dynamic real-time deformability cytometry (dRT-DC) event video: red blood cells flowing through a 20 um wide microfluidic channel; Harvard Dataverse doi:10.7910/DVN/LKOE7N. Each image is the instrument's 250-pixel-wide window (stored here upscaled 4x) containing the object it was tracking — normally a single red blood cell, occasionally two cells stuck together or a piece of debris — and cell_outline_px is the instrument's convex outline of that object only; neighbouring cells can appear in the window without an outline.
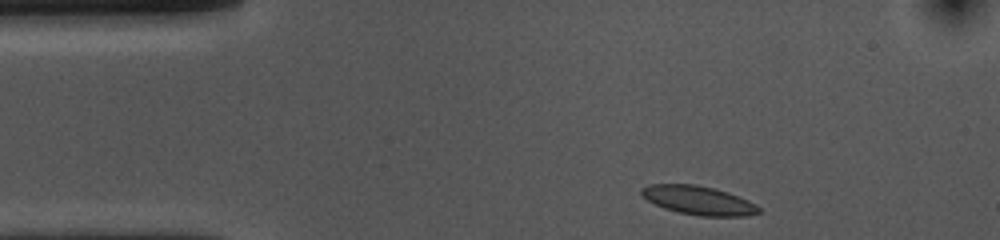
{"species": "common noctule bat (a hibernating species)", "species_latin": "Nyctalus noctula", "temperature_condition": "cold", "stored_images_in_passage": 36, "camera_frame_rate_fps": 3000, "um_per_image_px": 0.085, "animal": {"sex": "female", "body_mass_g": 10.0, "forearm_length_mm": 53.1}, "frame": {"image": 1, "passage_image": 1, "time_ms": 0.0, "image_size_px": [1000, 240], "cell_outline_px": [[760, 212], [748, 216], [700, 216], [680, 212], [664, 208], [648, 200], [640, 192], [640, 188], [648, 184], [696, 184], [728, 192], [748, 200], [756, 204], [760, 208]], "centroid_in_image_um": [59.38, 17.02], "position_along_channel_um": 25.6, "area_um2": 19.59}}
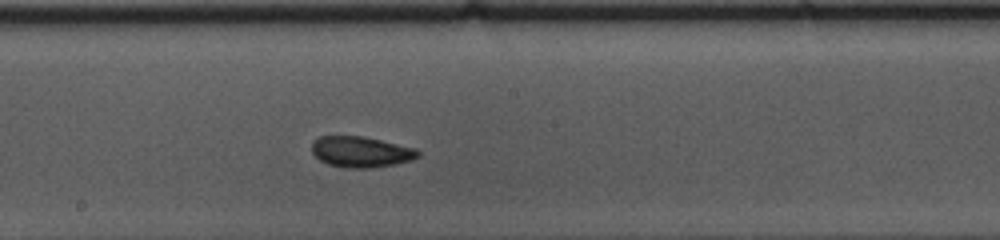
{"frame": {"image": 2, "passage_image": 21, "time_ms": 6.667, "image_size_px": [1000, 240], "cell_outline_px": [[420, 156], [412, 160], [396, 164], [372, 168], [344, 168], [328, 164], [320, 160], [312, 152], [312, 144], [320, 136], [360, 136], [380, 140], [416, 148], [420, 152]], "centroid_in_image_um": [30.71, 12.92], "position_along_channel_um": 217.5, "area_um2": 19.07}}
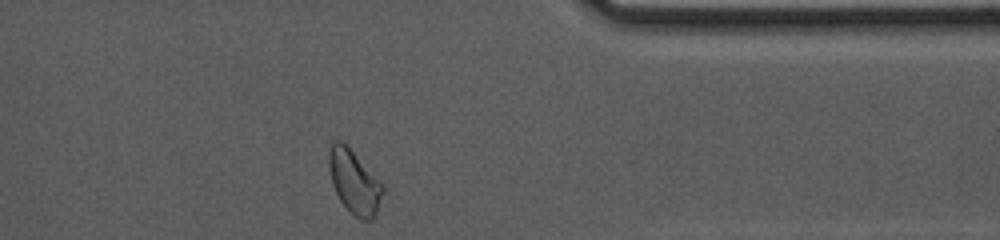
{"frame": {"image": 3, "passage_image": 36, "time_ms": 11.667, "image_size_px": [1000, 240], "cell_outline_px": [[384, 188], [376, 216], [372, 220], [360, 220], [340, 200], [332, 184], [328, 164], [328, 152], [332, 140], [340, 140], [384, 184]], "centroid_in_image_um": [30.11, 15.47], "position_along_channel_um": 381.3, "area_um2": 19.71}, "authors_computed_cell_mechanics": {"area_um2": 19.1318, "velocity_mm_per_s": 3.5969, "shape_relaxation_time_tau1_ms": 7.3352, "shape_relaxation_time_tau2_ms": 2.1115, "deformation_change_tau1": 0.115, "deformation_change_tau2": 0.0527}}